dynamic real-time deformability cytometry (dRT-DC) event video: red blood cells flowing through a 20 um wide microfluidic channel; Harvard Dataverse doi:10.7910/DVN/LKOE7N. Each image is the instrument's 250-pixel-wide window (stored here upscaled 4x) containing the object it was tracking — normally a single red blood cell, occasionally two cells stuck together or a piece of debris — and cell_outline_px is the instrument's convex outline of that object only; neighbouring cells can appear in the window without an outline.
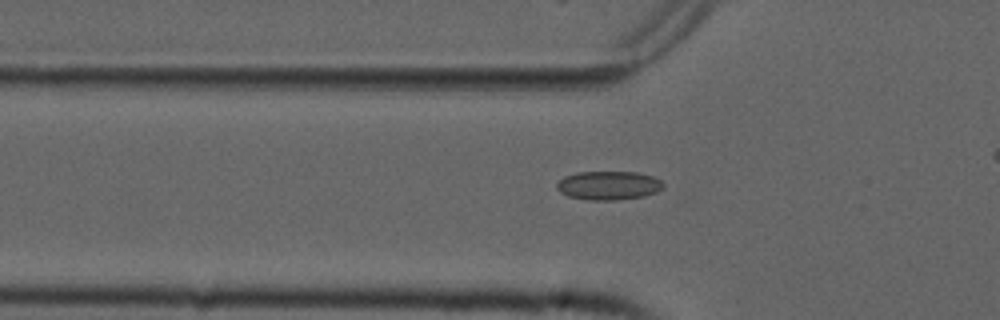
{"species": "common noctule bat (a hibernating species)", "species_latin": "Nyctalus noctula", "temperature_condition": "cold", "stored_images_in_passage": 47, "camera_frame_rate_fps": 3000, "um_per_image_px": 0.085, "animal": {"sex": "male", "forearm_length_mm": 52.5}, "frame": {"image": 1, "passage_image": 18, "time_ms": 5.667, "image_size_px": [1000, 320], "cell_outline_px": [[664, 188], [656, 192], [644, 196], [616, 200], [588, 200], [568, 196], [560, 192], [556, 188], [556, 184], [564, 176], [576, 172], [636, 172], [652, 176], [660, 180], [664, 184]], "centroid_in_image_um": [51.72, 15.76], "position_along_channel_um": 74.1, "area_um2": 17.92}}
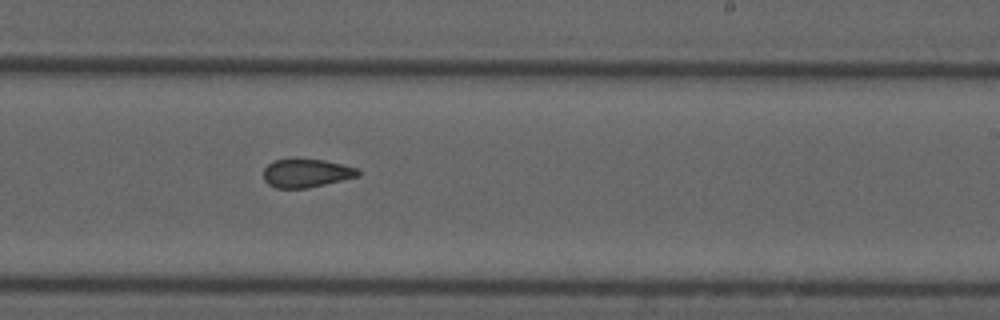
{"frame": {"image": 2, "passage_image": 33, "time_ms": 10.667, "image_size_px": [1000, 320], "cell_outline_px": [[360, 176], [308, 188], [276, 188], [268, 184], [264, 180], [264, 168], [272, 160], [296, 156], [324, 160], [356, 168], [360, 172]], "centroid_in_image_um": [25.99, 14.68], "position_along_channel_um": 263.0, "area_um2": 16.18}}
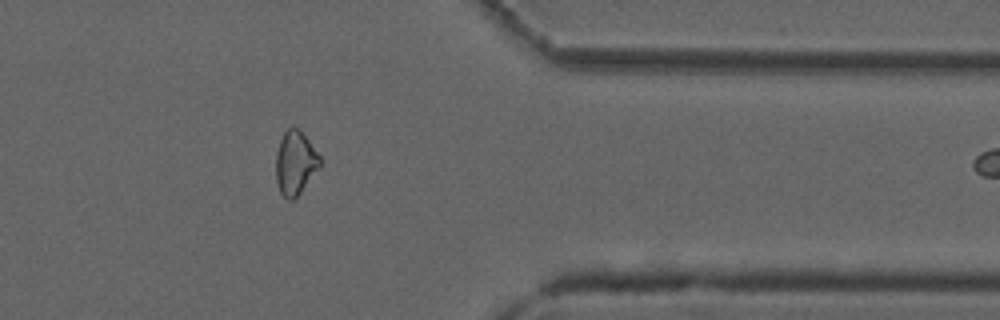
{"frame": {"image": 3, "passage_image": 44, "time_ms": 14.333, "image_size_px": [1000, 320], "cell_outline_px": [[320, 164], [300, 192], [292, 200], [288, 200], [280, 192], [276, 180], [276, 152], [280, 140], [284, 132], [288, 128], [296, 128], [308, 140], [320, 156]], "centroid_in_image_um": [25.06, 13.84], "position_along_channel_um": 386.3, "area_um2": 15.78}}